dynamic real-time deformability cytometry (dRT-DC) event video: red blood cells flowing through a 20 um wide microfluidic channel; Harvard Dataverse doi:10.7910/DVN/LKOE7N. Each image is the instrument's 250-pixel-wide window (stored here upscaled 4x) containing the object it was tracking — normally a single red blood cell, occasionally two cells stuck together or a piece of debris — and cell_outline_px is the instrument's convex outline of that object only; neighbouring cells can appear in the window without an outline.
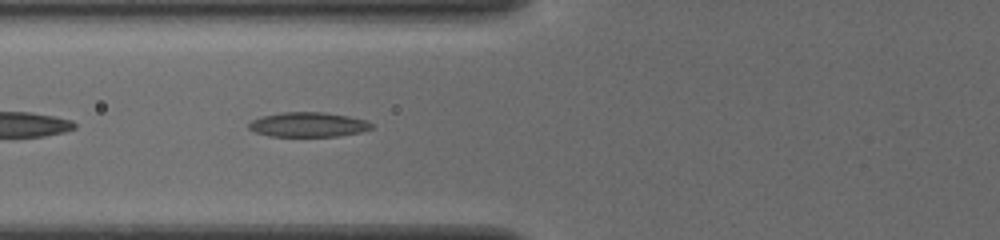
{"species": "common noctule bat (a hibernating species)", "species_latin": "Nyctalus noctula", "temperature_condition": "cold", "stored_images_in_passage": 34, "camera_frame_rate_fps": 3000, "um_per_image_px": 0.085, "animal": {"sex": "female", "body_mass_g": 19.5, "forearm_length_mm": 54.1}, "frame": {"image": 1, "passage_image": 5, "time_ms": 1.333, "image_size_px": [1000, 240], "cell_outline_px": [[372, 128], [360, 132], [340, 136], [268, 136], [256, 132], [248, 128], [248, 124], [252, 120], [260, 116], [284, 112], [324, 112], [348, 116], [364, 120], [372, 124]], "centroid_in_image_um": [26.16, 10.59], "position_along_channel_um": 99.6, "area_um2": 17.57}}
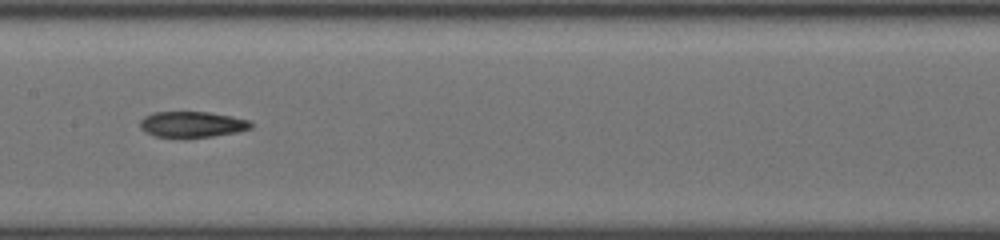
{"frame": {"image": 2, "passage_image": 12, "time_ms": 3.667, "image_size_px": [1000, 240], "cell_outline_px": [[252, 128], [236, 132], [212, 136], [184, 140], [156, 136], [144, 132], [140, 128], [140, 120], [144, 116], [152, 112], [208, 112], [232, 116], [248, 120], [252, 124]], "centroid_in_image_um": [16.27, 10.6], "position_along_channel_um": 191.1, "area_um2": 17.22}}
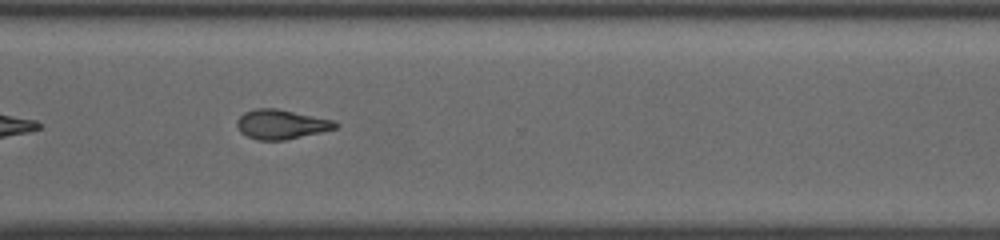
{"frame": {"image": 3, "passage_image": 24, "time_ms": 7.667, "image_size_px": [1000, 240], "cell_outline_px": [[340, 124], [336, 128], [320, 132], [284, 140], [256, 140], [240, 132], [236, 124], [236, 120], [244, 112], [256, 108], [276, 108], [336, 120]], "centroid_in_image_um": [23.91, 10.56], "position_along_channel_um": 346.7, "area_um2": 16.99}}